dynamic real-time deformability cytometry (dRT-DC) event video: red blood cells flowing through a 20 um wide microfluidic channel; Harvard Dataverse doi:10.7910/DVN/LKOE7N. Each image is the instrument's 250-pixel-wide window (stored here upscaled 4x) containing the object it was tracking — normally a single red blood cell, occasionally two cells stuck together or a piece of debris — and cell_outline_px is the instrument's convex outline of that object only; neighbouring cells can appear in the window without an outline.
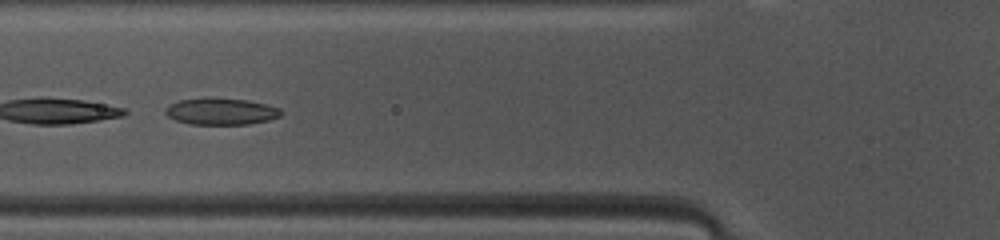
{"species": "common noctule bat (a hibernating species)", "species_latin": "Nyctalus noctula", "temperature_condition": "warm", "stored_images_in_passage": 39, "camera_frame_rate_fps": 3000, "um_per_image_px": 0.085, "animal": {"sex": "female", "body_mass_g": 10.0, "forearm_length_mm": 53.1}, "frame": {"image": 1, "passage_image": 9, "time_ms": 2.667, "image_size_px": [1000, 240], "cell_outline_px": [[284, 112], [280, 116], [268, 120], [248, 124], [192, 124], [176, 120], [168, 116], [164, 112], [164, 108], [168, 104], [180, 100], [204, 96], [208, 96], [248, 100], [280, 108]], "centroid_in_image_um": [18.75, 9.44], "position_along_channel_um": 107.0, "area_um2": 18.32}}
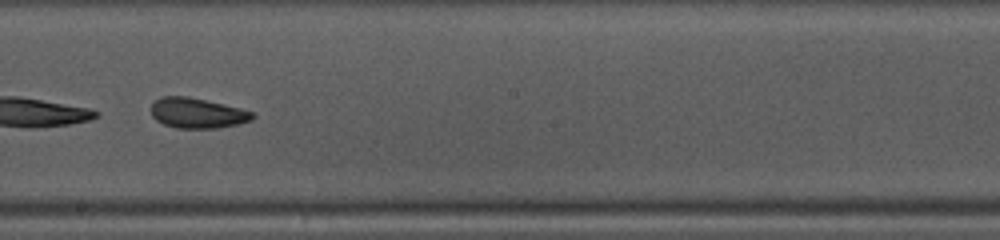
{"frame": {"image": 2, "passage_image": 18, "time_ms": 5.667, "image_size_px": [1000, 240], "cell_outline_px": [[256, 116], [252, 120], [236, 124], [216, 128], [176, 128], [164, 124], [156, 120], [152, 116], [152, 104], [160, 96], [188, 96], [224, 104], [240, 108], [252, 112]], "centroid_in_image_um": [16.76, 9.6], "position_along_channel_um": 231.4, "area_um2": 17.8}}
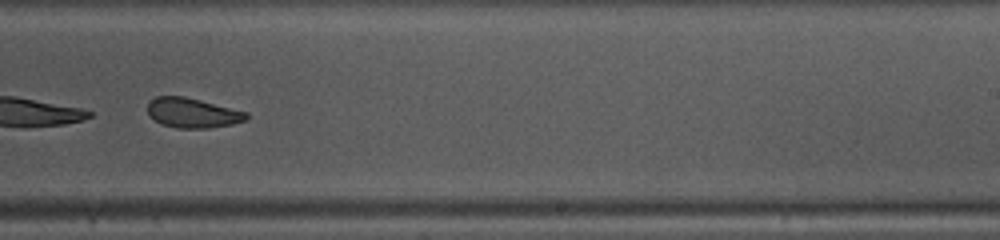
{"frame": {"image": 3, "passage_image": 21, "time_ms": 6.667, "image_size_px": [1000, 240], "cell_outline_px": [[248, 120], [232, 124], [208, 128], [176, 128], [160, 124], [148, 112], [148, 100], [156, 96], [184, 96], [248, 112]], "centroid_in_image_um": [16.37, 9.59], "position_along_channel_um": 272.6, "area_um2": 17.17}, "authors_computed_cell_mechanics": {"area_um2": 18.496, "velocity_mm_per_s": 4.139, "shape_relaxation_time_tau1_ms": 2.8133, "shape_relaxation_time_tau2_ms": 1.7551, "deformation_change_tau1": 0.1065, "deformation_change_tau2": 0.0832}}